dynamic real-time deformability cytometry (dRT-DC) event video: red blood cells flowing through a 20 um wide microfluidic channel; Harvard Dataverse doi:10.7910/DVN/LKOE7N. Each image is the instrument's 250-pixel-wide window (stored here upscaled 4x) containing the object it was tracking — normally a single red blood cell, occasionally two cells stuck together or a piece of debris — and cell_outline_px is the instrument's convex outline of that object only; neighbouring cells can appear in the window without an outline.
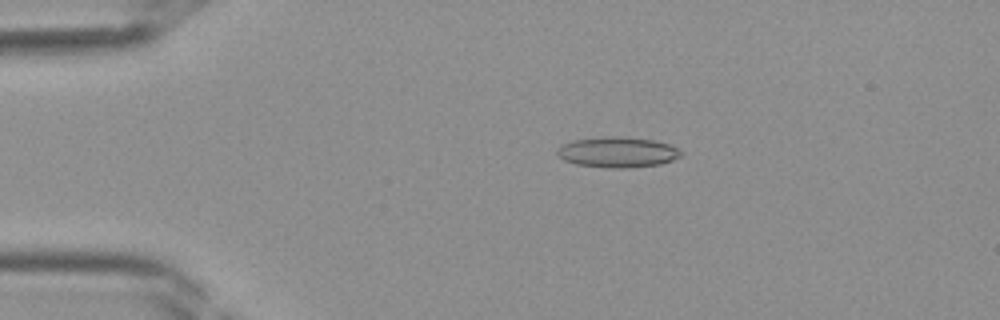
{"species": "Egyptian fruit bat (a non-hibernating species)", "species_latin": "Rousettus aegyptiacus", "temperature_condition": "room temperature", "stored_images_in_passage": 40, "camera_frame_rate_fps": 3000, "um_per_image_px": 0.085, "frame": {"image": 1, "passage_image": 8, "time_ms": 2.333, "image_size_px": [1000, 320], "cell_outline_px": [[684, 152], [680, 156], [672, 160], [660, 164], [624, 168], [612, 168], [576, 164], [564, 160], [556, 152], [564, 144], [572, 140], [608, 136], [620, 136], [652, 140], [668, 144]], "centroid_in_image_um": [52.5, 12.93], "position_along_channel_um": 32.5, "area_um2": 21.73}}
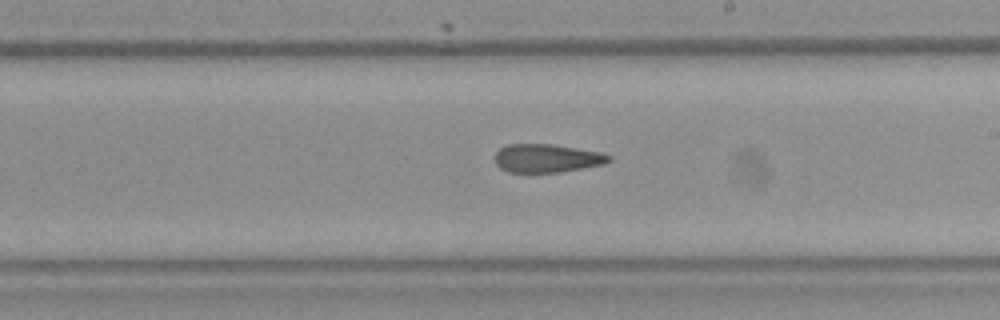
{"frame": {"image": 2, "passage_image": 23, "time_ms": 7.333, "image_size_px": [1000, 320], "cell_outline_px": [[612, 160], [604, 164], [560, 172], [508, 172], [500, 168], [496, 164], [496, 152], [500, 148], [508, 144], [552, 144], [600, 152], [612, 156]], "centroid_in_image_um": [46.49, 13.45], "position_along_channel_um": 242.5, "area_um2": 18.79}}
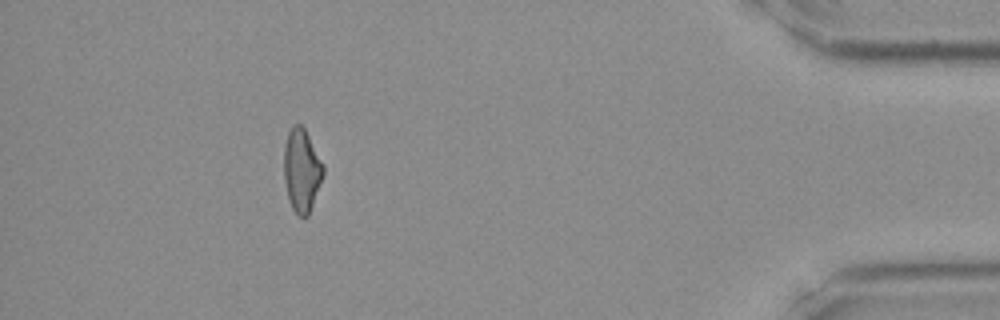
{"frame": {"image": 3, "passage_image": 36, "time_ms": 11.667, "image_size_px": [1000, 320], "cell_outline_px": [[324, 176], [308, 216], [300, 216], [292, 208], [288, 196], [284, 180], [284, 144], [288, 132], [292, 124], [300, 124], [304, 128], [324, 164]], "centroid_in_image_um": [25.65, 14.45], "position_along_channel_um": 409.5, "area_um2": 19.07}}